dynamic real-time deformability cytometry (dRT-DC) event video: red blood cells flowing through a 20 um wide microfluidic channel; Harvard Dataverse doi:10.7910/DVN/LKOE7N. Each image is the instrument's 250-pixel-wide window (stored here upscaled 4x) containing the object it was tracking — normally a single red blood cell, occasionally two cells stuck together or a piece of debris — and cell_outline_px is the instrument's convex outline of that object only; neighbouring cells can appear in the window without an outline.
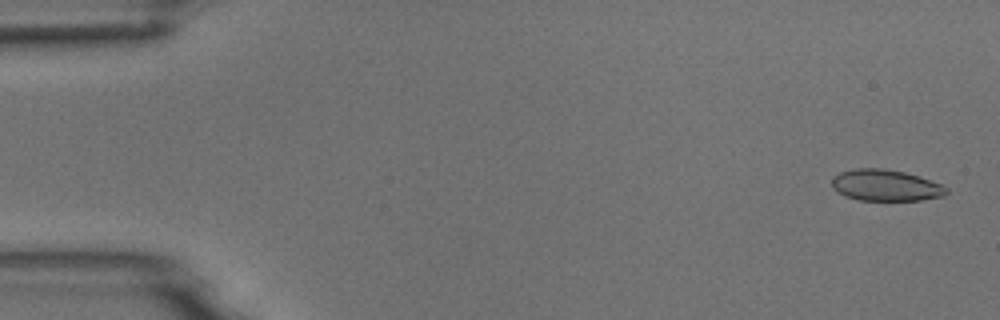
{"species": "common noctule bat (a hibernating species)", "species_latin": "Nyctalus noctula", "temperature_condition": "room temperature", "stored_images_in_passage": 52, "camera_frame_rate_fps": 3000, "um_per_image_px": 0.085, "animal": {"sex": "male", "body_mass_g": 18.8}, "frame": {"image": 1, "passage_image": 2, "time_ms": 0.333, "image_size_px": [1000, 320], "cell_outline_px": [[948, 192], [944, 196], [920, 200], [860, 200], [844, 196], [832, 188], [832, 176], [840, 172], [852, 168], [884, 168], [904, 172], [940, 184], [948, 188]], "centroid_in_image_um": [75.23, 15.75], "position_along_channel_um": 9.8, "area_um2": 20.92}}
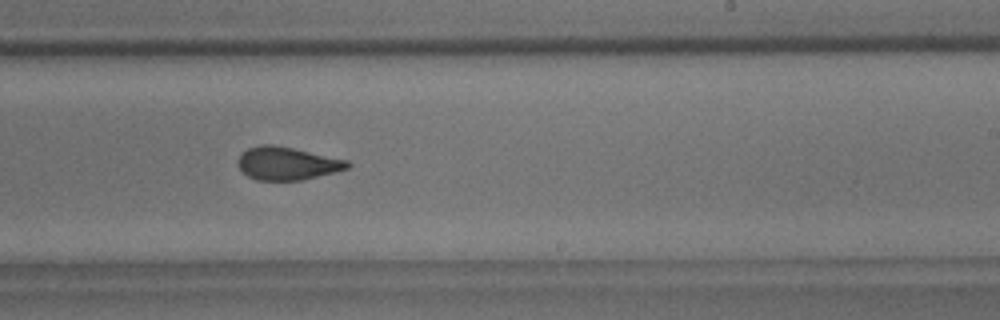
{"frame": {"image": 2, "passage_image": 33, "time_ms": 10.667, "image_size_px": [1000, 320], "cell_outline_px": [[352, 164], [348, 168], [300, 180], [256, 180], [248, 176], [236, 164], [236, 160], [240, 152], [248, 148], [260, 144], [272, 144], [292, 148], [348, 160]], "centroid_in_image_um": [24.34, 13.87], "position_along_channel_um": 264.7, "area_um2": 20.98}}
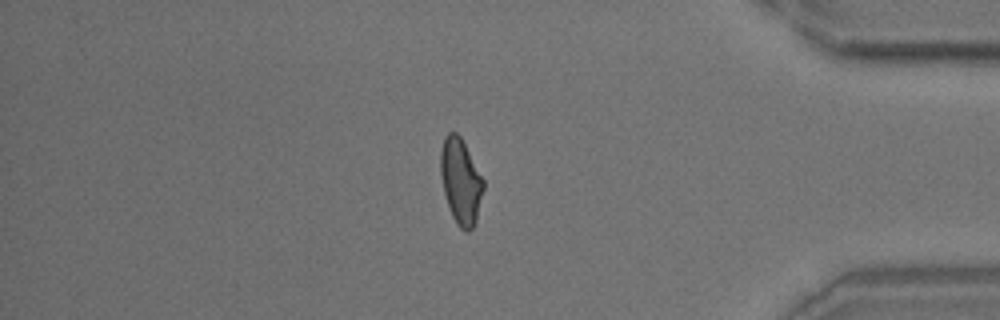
{"frame": {"image": 3, "passage_image": 46, "time_ms": 15.0, "image_size_px": [1000, 320], "cell_outline_px": [[484, 188], [476, 220], [472, 228], [468, 232], [464, 232], [456, 224], [452, 216], [444, 192], [440, 176], [440, 148], [444, 136], [448, 132], [456, 132], [460, 136], [484, 180]], "centroid_in_image_um": [39.14, 15.4], "position_along_channel_um": 396.1, "area_um2": 21.39}, "authors_computed_cell_mechanics": {"area_um2": 21.4149, "velocity_mm_per_s": 3.7254, "shape_relaxation_time_tau1_ms": 6.7259, "shape_relaxation_time_tau2_ms": 1.2694, "deformation_change_tau1": 0.1765, "deformation_change_tau2": 0.0743}}